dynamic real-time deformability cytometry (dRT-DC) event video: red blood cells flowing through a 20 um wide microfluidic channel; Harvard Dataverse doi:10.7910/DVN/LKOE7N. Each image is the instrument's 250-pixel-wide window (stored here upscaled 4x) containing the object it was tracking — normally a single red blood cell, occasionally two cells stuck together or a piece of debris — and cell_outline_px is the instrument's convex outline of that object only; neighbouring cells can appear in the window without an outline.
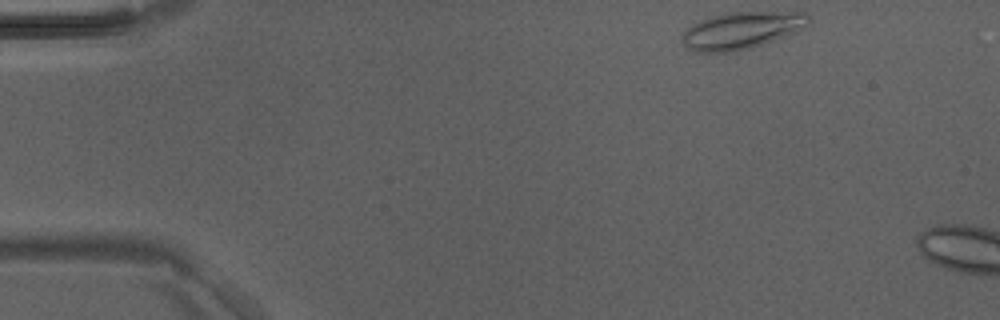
{"species": "Egyptian fruit bat (a non-hibernating species)", "species_latin": "Rousettus aegyptiacus", "temperature_condition": "room temperature", "stored_images_in_passage": 2, "camera_frame_rate_fps": 3000, "um_per_image_px": 0.085, "animal": {"sex": "male"}, "frame": {"image": 1, "passage_image": 1, "time_ms": 0.0, "image_size_px": [1000, 320], "cell_outline_px": [[812, 20], [804, 28], [796, 32], [752, 48], [732, 52], [696, 52], [688, 48], [680, 40], [684, 32], [692, 24], [700, 20], [712, 16], [728, 12], [808, 12], [812, 16]], "centroid_in_image_um": [63.08, 2.58], "position_along_channel_um": 21.9, "area_um2": 27.57}}